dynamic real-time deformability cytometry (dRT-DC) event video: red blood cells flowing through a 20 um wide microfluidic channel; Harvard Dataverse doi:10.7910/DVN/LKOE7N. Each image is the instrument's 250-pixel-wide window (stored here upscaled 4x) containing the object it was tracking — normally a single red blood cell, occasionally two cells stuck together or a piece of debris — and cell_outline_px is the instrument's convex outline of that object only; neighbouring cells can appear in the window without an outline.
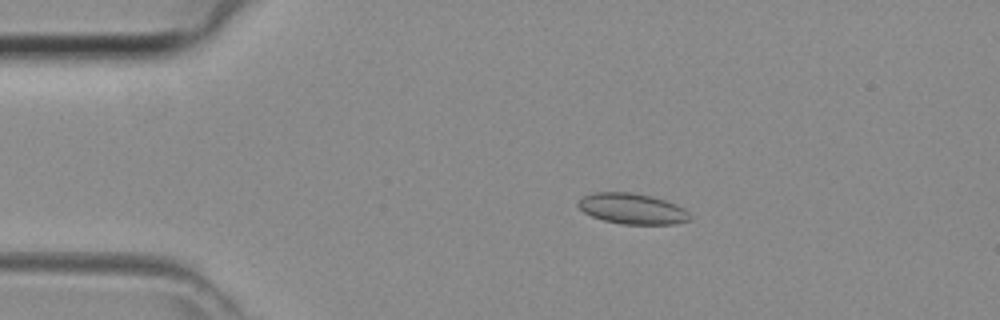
{"species": "common noctule bat (a hibernating species)", "species_latin": "Nyctalus noctula", "temperature_condition": "room temperature", "stored_images_in_passage": 43, "camera_frame_rate_fps": 3000, "um_per_image_px": 0.085, "animal": {"sex": "female", "body_mass_g": 29.2, "forearm_length_mm": 56.3}, "frame": {"image": 1, "passage_image": 8, "time_ms": 2.333, "image_size_px": [1000, 320], "cell_outline_px": [[692, 216], [688, 220], [676, 224], [624, 224], [604, 220], [592, 216], [584, 212], [576, 204], [584, 196], [596, 192], [628, 192], [648, 196], [664, 200], [676, 204], [684, 208]], "centroid_in_image_um": [53.75, 17.75], "position_along_channel_um": 31.2, "area_um2": 19.71}}
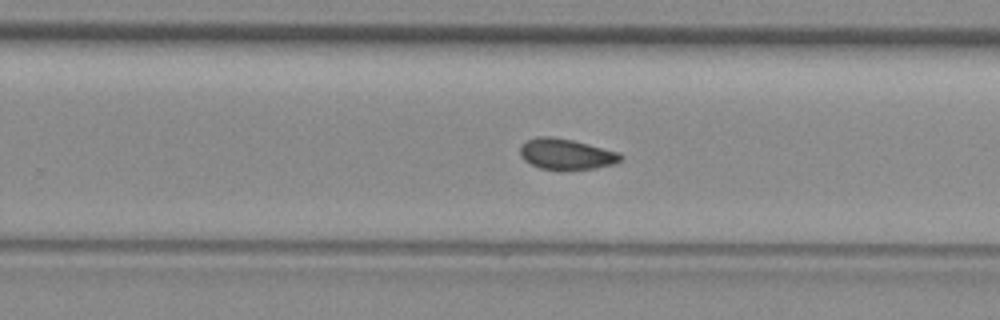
{"frame": {"image": 2, "passage_image": 27, "time_ms": 8.667, "image_size_px": [1000, 320], "cell_outline_px": [[624, 156], [616, 164], [596, 168], [540, 168], [524, 160], [520, 156], [520, 144], [536, 136], [552, 136], [572, 140], [620, 152]], "centroid_in_image_um": [48.14, 13.07], "position_along_channel_um": 281.7, "area_um2": 17.8}}
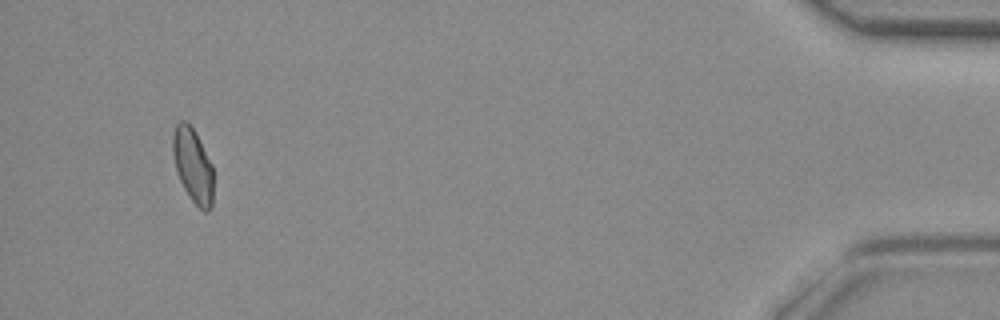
{"frame": {"image": 3, "passage_image": 41, "time_ms": 13.333, "image_size_px": [1000, 320], "cell_outline_px": [[212, 208], [208, 212], [204, 212], [192, 200], [184, 188], [180, 180], [176, 168], [172, 148], [172, 136], [176, 124], [180, 120], [184, 120], [192, 128], [212, 164]], "centroid_in_image_um": [16.39, 14.08], "position_along_channel_um": 418.8, "area_um2": 17.17}}